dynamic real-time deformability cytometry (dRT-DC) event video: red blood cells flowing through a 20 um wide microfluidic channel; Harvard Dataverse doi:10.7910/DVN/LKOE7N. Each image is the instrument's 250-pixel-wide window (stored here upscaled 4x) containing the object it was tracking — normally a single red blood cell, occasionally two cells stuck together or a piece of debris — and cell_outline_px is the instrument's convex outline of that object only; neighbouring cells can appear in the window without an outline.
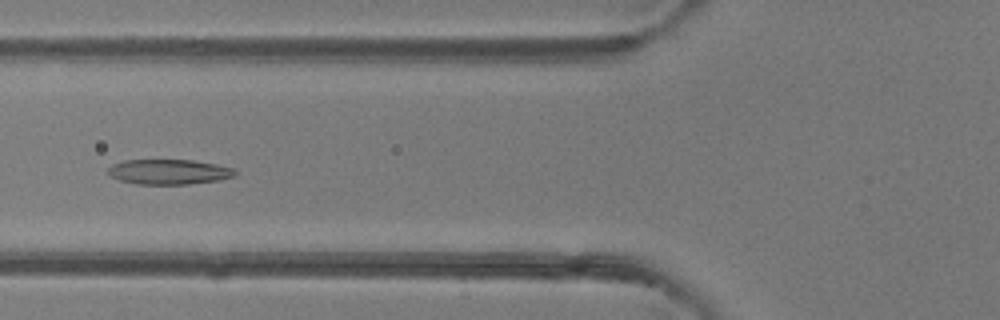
{"species": "common noctule bat (a hibernating species)", "species_latin": "Nyctalus noctula", "temperature_condition": "room temperature", "stored_images_in_passage": 48, "camera_frame_rate_fps": 3000, "um_per_image_px": 0.085, "animal": {"sex": "female"}, "frame": {"image": 1, "passage_image": 18, "time_ms": 5.667, "image_size_px": [1000, 320], "cell_outline_px": [[236, 176], [220, 180], [188, 184], [136, 184], [120, 180], [112, 176], [108, 172], [108, 168], [112, 164], [124, 160], [192, 160], [216, 164], [232, 168], [236, 172]], "centroid_in_image_um": [14.37, 14.6], "position_along_channel_um": 111.4, "area_um2": 18.5}}
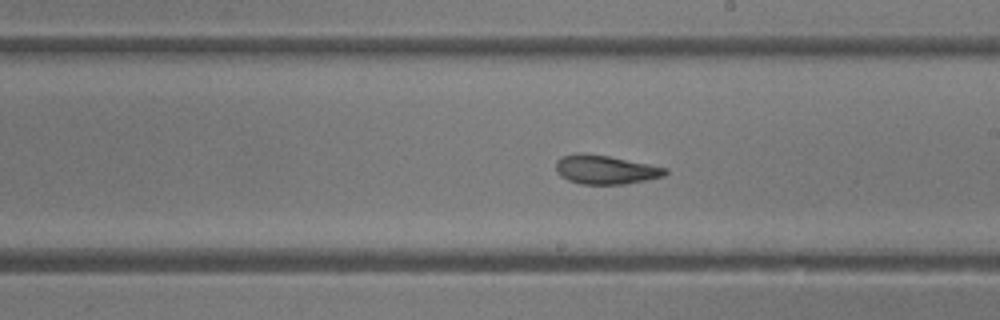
{"frame": {"image": 2, "passage_image": 27, "time_ms": 8.667, "image_size_px": [1000, 320], "cell_outline_px": [[668, 172], [664, 176], [624, 184], [580, 184], [568, 180], [560, 176], [556, 172], [556, 160], [560, 156], [576, 152], [584, 152], [608, 156], [668, 168]], "centroid_in_image_um": [51.4, 14.4], "position_along_channel_um": 237.6, "area_um2": 18.55}}
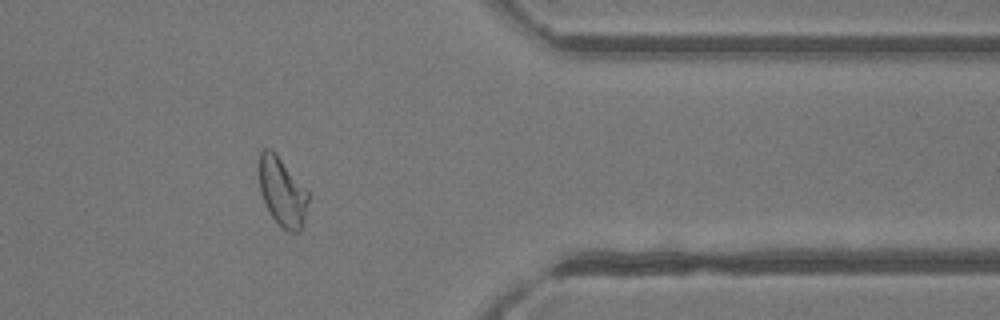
{"frame": {"image": 3, "passage_image": 39, "time_ms": 12.667, "image_size_px": [1000, 320], "cell_outline_px": [[308, 200], [304, 224], [300, 232], [292, 232], [284, 228], [272, 216], [260, 192], [256, 172], [256, 168], [260, 152], [264, 148], [268, 148], [280, 160], [308, 192]], "centroid_in_image_um": [23.94, 16.31], "position_along_channel_um": 387.5, "area_um2": 19.42}, "authors_computed_cell_mechanics": {"area_um2": 20.4612, "velocity_mm_per_s": 4.1992, "shape_relaxation_time_tau1_ms": 3.8201, "shape_relaxation_time_tau2_ms": 1.6642, "deformation_change_tau1": 0.1423, "deformation_change_tau2": 0.0966}}